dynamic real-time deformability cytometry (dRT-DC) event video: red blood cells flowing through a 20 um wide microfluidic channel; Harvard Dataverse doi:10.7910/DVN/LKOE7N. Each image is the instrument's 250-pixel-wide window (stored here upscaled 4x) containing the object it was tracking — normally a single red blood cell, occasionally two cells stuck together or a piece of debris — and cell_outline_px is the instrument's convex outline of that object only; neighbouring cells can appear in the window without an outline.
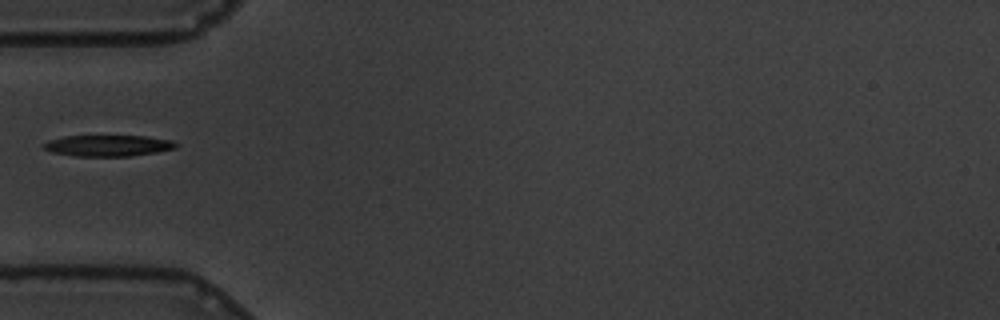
{"species": "common noctule bat (a hibernating species)", "species_latin": "Nyctalus noctula", "temperature_condition": "warm", "stored_images_in_passage": 4, "camera_frame_rate_fps": 3000, "um_per_image_px": 0.085, "animal": {"sex": "male", "body_mass_g": 19.5, "forearm_length_mm": 54.6}, "frame": {"image": 1, "passage_image": 1, "time_ms": 0.0, "image_size_px": [1000, 320], "cell_outline_px": [[180, 144], [176, 148], [156, 152], [128, 156], [76, 156], [52, 152], [44, 148], [40, 144], [48, 140], [64, 136], [148, 136], [172, 140]], "centroid_in_image_um": [9.19, 12.37], "position_along_channel_um": 75.8, "area_um2": 16.42}}